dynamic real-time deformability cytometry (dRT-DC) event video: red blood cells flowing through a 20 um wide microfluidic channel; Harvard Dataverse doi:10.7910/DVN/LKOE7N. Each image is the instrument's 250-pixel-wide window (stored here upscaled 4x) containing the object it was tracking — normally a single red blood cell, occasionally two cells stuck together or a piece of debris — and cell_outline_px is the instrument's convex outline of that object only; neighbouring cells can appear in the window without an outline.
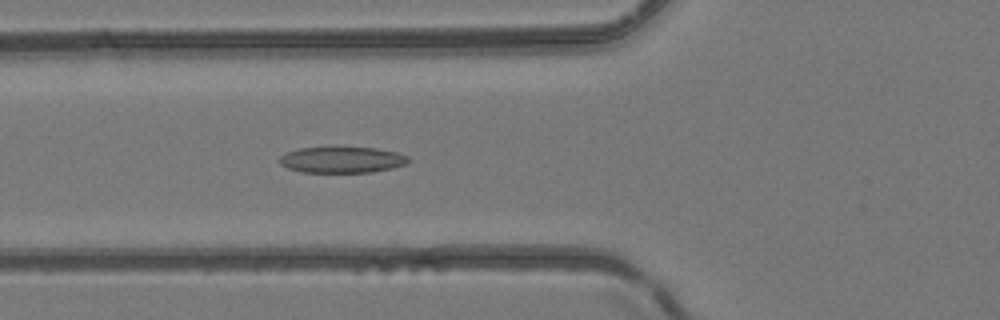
{"species": "common noctule bat (a hibernating species)", "species_latin": "Nyctalus noctula", "temperature_condition": "room temperature", "stored_images_in_passage": 15, "camera_frame_rate_fps": 3000, "um_per_image_px": 0.085, "animal": {"sex": "female", "body_mass_g": 24.6, "forearm_length_mm": 56.2}, "frame": {"image": 1, "passage_image": 6, "time_ms": 1.667, "image_size_px": [1000, 320], "cell_outline_px": [[408, 160], [404, 164], [392, 168], [372, 172], [304, 172], [288, 168], [280, 164], [280, 156], [288, 152], [300, 148], [328, 144], [376, 148], [396, 152], [408, 156]], "centroid_in_image_um": [29.03, 13.53], "position_along_channel_um": 96.8, "area_um2": 20.29}}
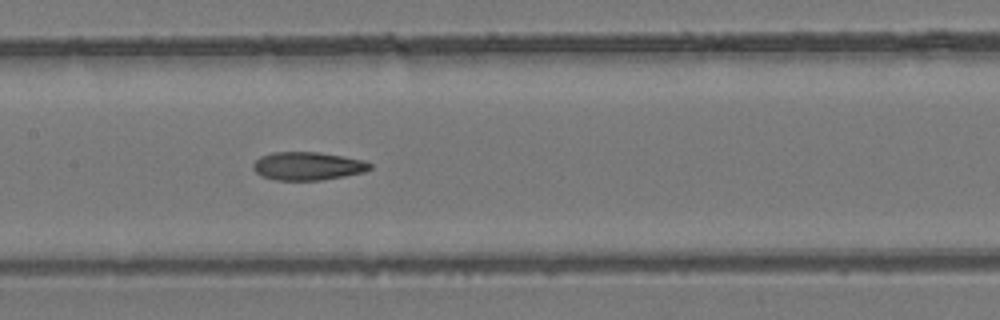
{"frame": {"image": 2, "passage_image": 12, "time_ms": 3.667, "image_size_px": [1000, 320], "cell_outline_px": [[372, 168], [364, 172], [344, 176], [320, 180], [276, 180], [260, 176], [252, 168], [252, 164], [260, 156], [272, 152], [320, 152], [344, 156], [364, 160], [372, 164]], "centroid_in_image_um": [26.15, 14.11], "position_along_channel_um": 181.3, "area_um2": 19.36}}
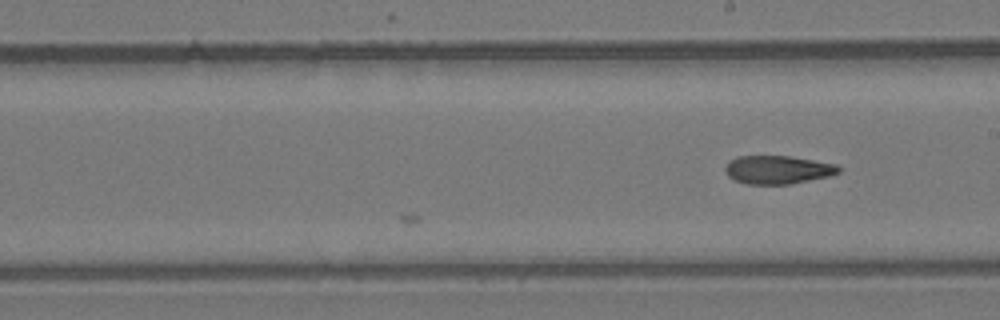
{"frame": {"image": 3, "passage_image": 15, "time_ms": 4.667, "image_size_px": [1000, 320], "cell_outline_px": [[840, 172], [828, 176], [788, 184], [748, 184], [736, 180], [728, 176], [724, 168], [736, 156], [792, 156], [836, 164], [840, 168]], "centroid_in_image_um": [66.12, 14.42], "position_along_channel_um": 222.9, "area_um2": 18.5}}